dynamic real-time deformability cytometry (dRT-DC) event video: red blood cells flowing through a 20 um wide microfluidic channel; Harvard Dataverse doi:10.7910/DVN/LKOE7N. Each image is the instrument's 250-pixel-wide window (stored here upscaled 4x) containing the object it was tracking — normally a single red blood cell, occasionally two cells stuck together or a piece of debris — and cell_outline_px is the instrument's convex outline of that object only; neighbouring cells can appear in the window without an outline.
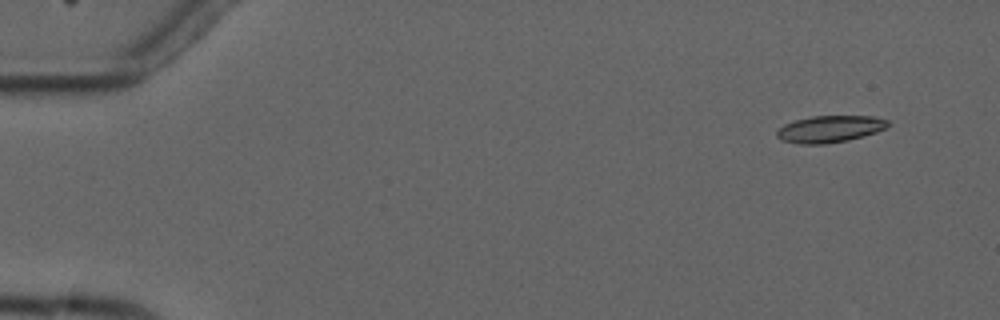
{"species": "common noctule bat (a hibernating species)", "species_latin": "Nyctalus noctula", "temperature_condition": "cold", "stored_images_in_passage": 8, "camera_frame_rate_fps": 3000, "um_per_image_px": 0.085, "animal": {"sex": "male", "forearm_length_mm": 52.5}, "frame": {"image": 1, "passage_image": 1, "time_ms": 0.0, "image_size_px": [1000, 320], "cell_outline_px": [[892, 124], [888, 128], [864, 136], [848, 140], [824, 144], [800, 144], [780, 140], [776, 136], [776, 132], [784, 124], [796, 120], [812, 116], [872, 116], [888, 120]], "centroid_in_image_um": [70.57, 10.97], "position_along_channel_um": 14.4, "area_um2": 17.51}}
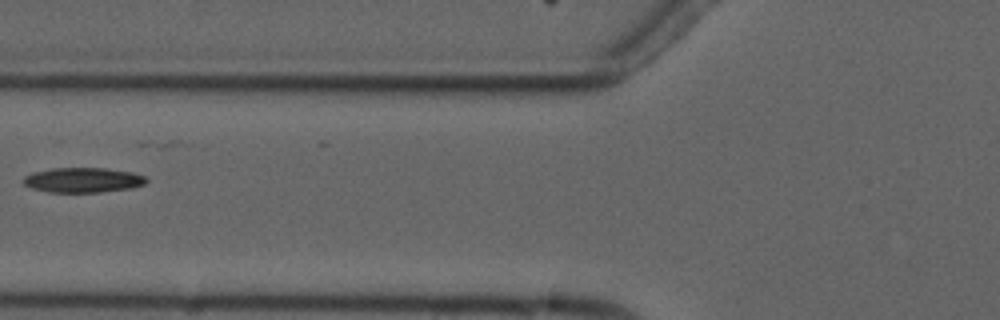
{"frame": {"image": 2, "passage_image": 6, "time_ms": 6.0, "image_size_px": [1000, 320], "cell_outline_px": [[148, 180], [144, 184], [132, 188], [100, 192], [48, 192], [32, 188], [24, 184], [20, 180], [24, 176], [36, 172], [52, 168], [104, 168], [132, 172], [144, 176]], "centroid_in_image_um": [7.04, 15.3], "position_along_channel_um": 118.8, "area_um2": 17.8}}
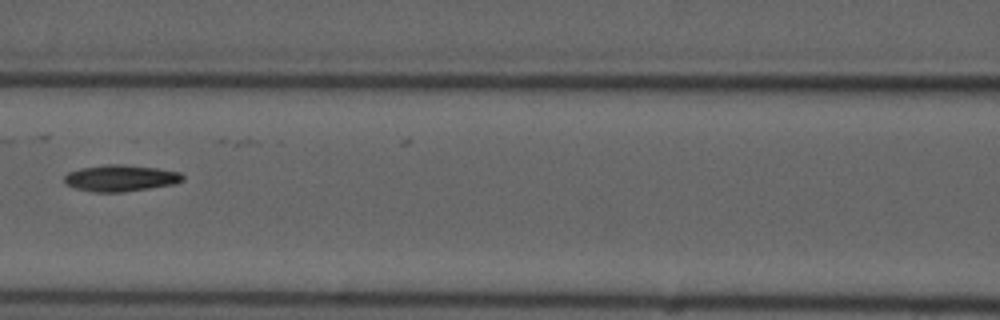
{"frame": {"image": 3, "passage_image": 7, "time_ms": 7.0, "image_size_px": [1000, 320], "cell_outline_px": [[184, 180], [176, 184], [124, 192], [92, 192], [76, 188], [64, 184], [64, 176], [68, 172], [80, 168], [108, 164], [120, 164], [156, 168], [180, 172], [184, 176]], "centroid_in_image_um": [10.25, 15.14], "position_along_channel_um": 156.4, "area_um2": 18.38}}